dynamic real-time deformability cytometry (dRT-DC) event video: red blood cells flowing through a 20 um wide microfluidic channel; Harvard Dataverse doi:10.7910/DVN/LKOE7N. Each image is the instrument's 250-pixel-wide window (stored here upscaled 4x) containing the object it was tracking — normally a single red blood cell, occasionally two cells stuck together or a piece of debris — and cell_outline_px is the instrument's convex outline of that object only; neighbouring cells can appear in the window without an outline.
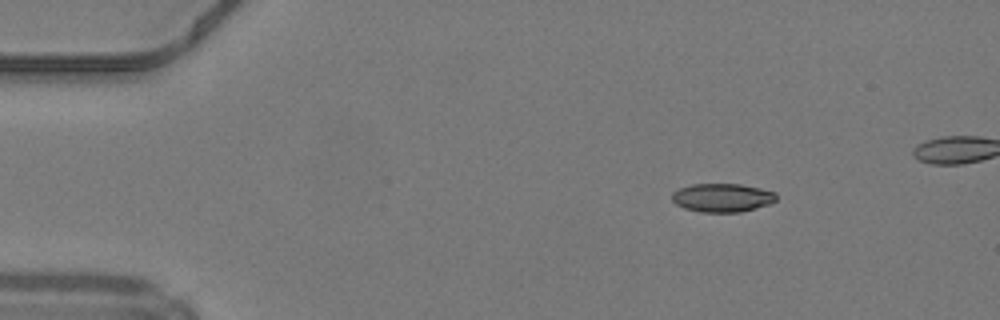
{"species": "common noctule bat (a hibernating species)", "species_latin": "Nyctalus noctula", "temperature_condition": "warm", "stored_images_in_passage": 13, "camera_frame_rate_fps": 3000, "um_per_image_px": 0.085, "animal": {"sex": "male", "body_mass_g": 19.2, "forearm_length_mm": 51.8}, "frame": {"image": 1, "passage_image": 1, "time_ms": 0.0, "image_size_px": [1000, 320], "cell_outline_px": [[776, 200], [768, 204], [756, 208], [740, 212], [700, 212], [684, 208], [676, 204], [672, 200], [672, 192], [680, 188], [692, 184], [740, 184], [760, 188], [776, 192]], "centroid_in_image_um": [61.38, 16.8], "position_along_channel_um": 23.6, "area_um2": 17.34}}
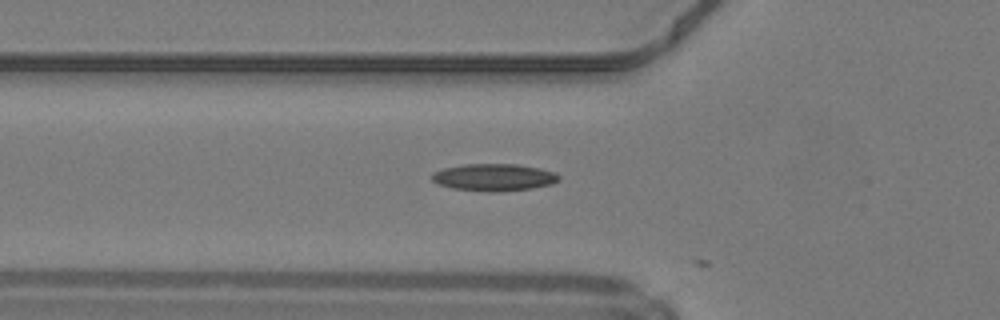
{"frame": {"image": 2, "passage_image": 11, "time_ms": 3.333, "image_size_px": [1000, 320], "cell_outline_px": [[560, 180], [552, 184], [532, 188], [500, 192], [488, 192], [452, 188], [436, 184], [432, 180], [432, 172], [444, 168], [464, 164], [516, 164], [540, 168], [556, 172], [560, 176]], "centroid_in_image_um": [41.99, 15.07], "position_along_channel_um": 83.8, "area_um2": 20.35}}